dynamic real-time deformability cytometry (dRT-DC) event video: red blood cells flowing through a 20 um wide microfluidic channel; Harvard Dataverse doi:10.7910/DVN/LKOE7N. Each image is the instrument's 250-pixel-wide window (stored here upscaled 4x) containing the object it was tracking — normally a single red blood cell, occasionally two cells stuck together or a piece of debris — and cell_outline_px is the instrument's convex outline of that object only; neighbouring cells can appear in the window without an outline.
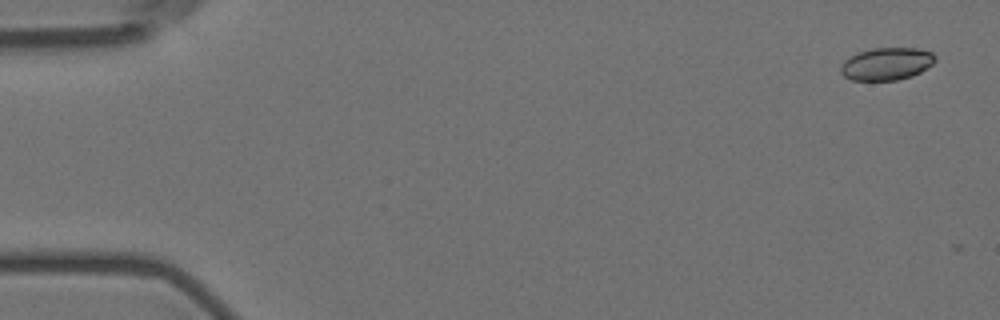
{"species": "Egyptian fruit bat (a non-hibernating species)", "species_latin": "Rousettus aegyptiacus", "temperature_condition": "room temperature", "stored_images_in_passage": 4, "camera_frame_rate_fps": 3000, "um_per_image_px": 0.085, "animal": {"sex": "female"}, "frame": {"image": 1, "passage_image": 1, "time_ms": 0.0, "image_size_px": [1000, 320], "cell_outline_px": [[936, 60], [932, 64], [920, 72], [912, 76], [896, 80], [852, 80], [844, 76], [840, 72], [840, 68], [844, 60], [860, 52], [872, 48], [916, 48], [932, 52], [936, 56]], "centroid_in_image_um": [75.37, 5.43], "position_along_channel_um": 9.6, "area_um2": 17.8}}